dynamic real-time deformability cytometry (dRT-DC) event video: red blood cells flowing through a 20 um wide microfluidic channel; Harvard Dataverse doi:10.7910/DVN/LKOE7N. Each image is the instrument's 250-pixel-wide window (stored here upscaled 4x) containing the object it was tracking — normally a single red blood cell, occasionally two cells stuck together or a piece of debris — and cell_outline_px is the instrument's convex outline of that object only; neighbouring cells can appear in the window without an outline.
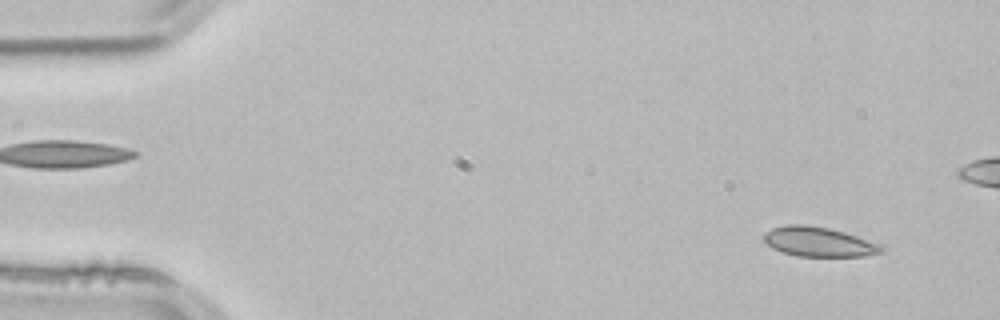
{"species": "common noctule bat (a hibernating species)", "species_latin": "Nyctalus noctula", "temperature_condition": "room temperature", "stored_images_in_passage": 4, "segment_of_instrument_passage": [2, 2], "camera_frame_rate_fps": 3000, "um_per_image_px": 0.085, "animal": {"sex": "male", "body_mass_g": 21.5, "forearm_length_mm": 52.0}, "frame": {"image": 1, "passage_image": 4, "time_ms": 1.0, "image_size_px": [1000, 320], "cell_outline_px": [[884, 252], [864, 256], [796, 256], [772, 248], [764, 240], [764, 232], [772, 228], [784, 224], [804, 224], [828, 228], [844, 232], [880, 244], [884, 248]], "centroid_in_image_um": [69.58, 20.55], "position_along_channel_um": 15.4, "area_um2": 20.23}}